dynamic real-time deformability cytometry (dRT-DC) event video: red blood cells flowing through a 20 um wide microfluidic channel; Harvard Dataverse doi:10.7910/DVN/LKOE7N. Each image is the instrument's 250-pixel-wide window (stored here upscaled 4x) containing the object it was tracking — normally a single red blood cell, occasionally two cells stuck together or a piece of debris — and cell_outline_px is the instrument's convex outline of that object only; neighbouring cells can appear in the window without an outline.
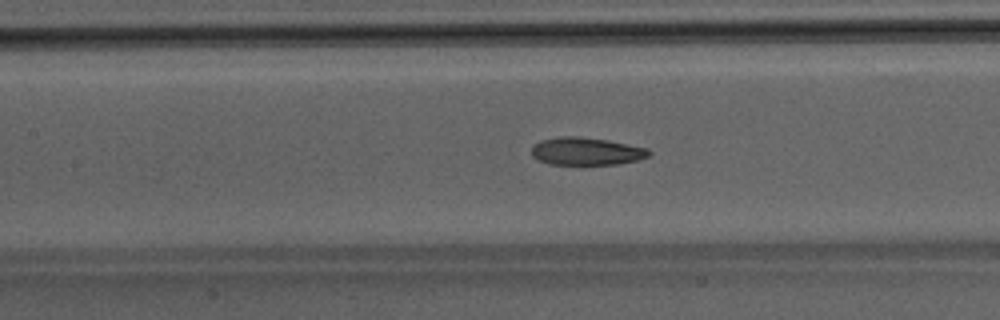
{"species": "Egyptian fruit bat (a non-hibernating species)", "species_latin": "Rousettus aegyptiacus", "temperature_condition": "room temperature", "stored_images_in_passage": 42, "camera_frame_rate_fps": 3000, "um_per_image_px": 0.085, "animal": {"sex": "male"}, "frame": {"image": 1, "passage_image": 16, "time_ms": 5.0, "image_size_px": [1000, 320], "cell_outline_px": [[652, 152], [648, 156], [636, 160], [616, 164], [584, 168], [548, 164], [532, 156], [532, 144], [540, 140], [560, 136], [576, 136], [608, 140], [648, 148]], "centroid_in_image_um": [49.8, 12.91], "position_along_channel_um": 157.6, "area_um2": 19.88}}
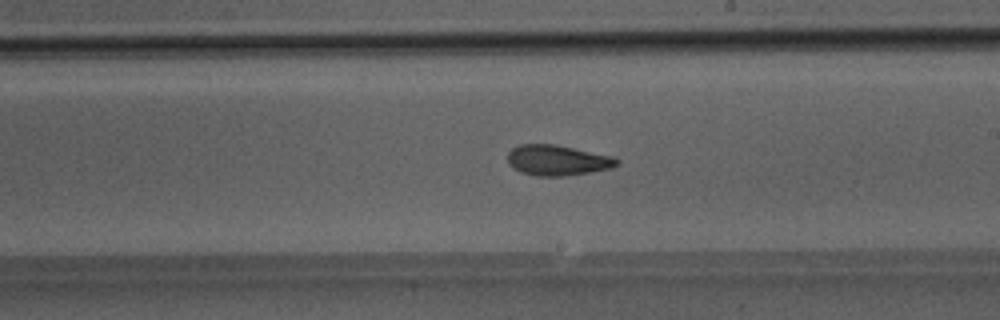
{"frame": {"image": 2, "passage_image": 22, "time_ms": 7.0, "image_size_px": [1000, 320], "cell_outline_px": [[620, 164], [612, 168], [564, 176], [536, 176], [520, 172], [512, 168], [508, 164], [508, 152], [512, 148], [520, 144], [552, 144], [612, 156], [620, 160]], "centroid_in_image_um": [47.36, 13.63], "position_along_channel_um": 241.6, "area_um2": 19.36}}
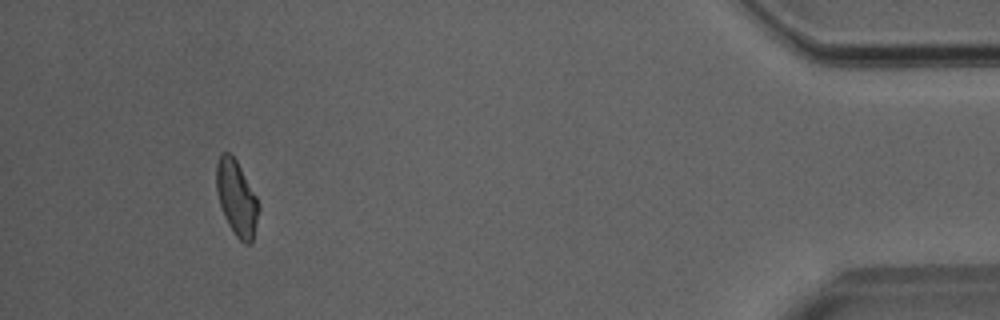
{"frame": {"image": 3, "passage_image": 39, "time_ms": 12.667, "image_size_px": [1000, 320], "cell_outline_px": [[260, 208], [252, 240], [248, 244], [244, 244], [236, 236], [228, 224], [224, 216], [220, 204], [216, 188], [216, 164], [220, 152], [228, 152], [236, 160], [256, 196], [260, 204]], "centroid_in_image_um": [20.1, 16.83], "position_along_channel_um": 415.1, "area_um2": 18.38}}